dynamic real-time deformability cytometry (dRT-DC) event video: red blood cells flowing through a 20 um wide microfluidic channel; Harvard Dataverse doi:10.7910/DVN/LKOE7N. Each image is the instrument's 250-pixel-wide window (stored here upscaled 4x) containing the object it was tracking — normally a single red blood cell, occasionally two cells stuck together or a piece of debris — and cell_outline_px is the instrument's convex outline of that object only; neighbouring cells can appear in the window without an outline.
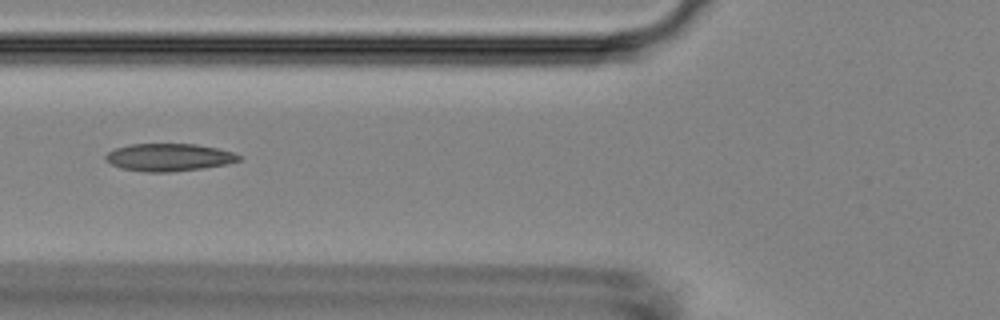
{"species": "Egyptian fruit bat (a non-hibernating species)", "species_latin": "Rousettus aegyptiacus", "temperature_condition": "room temperature", "stored_images_in_passage": 10, "camera_frame_rate_fps": 3000, "um_per_image_px": 0.085, "animal": {"sex": "female"}, "frame": {"image": 1, "passage_image": 5, "time_ms": 1.333, "image_size_px": [1000, 320], "cell_outline_px": [[240, 160], [228, 164], [204, 168], [168, 172], [144, 172], [120, 168], [104, 160], [104, 156], [108, 152], [116, 148], [132, 144], [196, 144], [216, 148], [232, 152], [240, 156]], "centroid_in_image_um": [14.33, 13.38], "position_along_channel_um": 111.5, "area_um2": 21.39}}